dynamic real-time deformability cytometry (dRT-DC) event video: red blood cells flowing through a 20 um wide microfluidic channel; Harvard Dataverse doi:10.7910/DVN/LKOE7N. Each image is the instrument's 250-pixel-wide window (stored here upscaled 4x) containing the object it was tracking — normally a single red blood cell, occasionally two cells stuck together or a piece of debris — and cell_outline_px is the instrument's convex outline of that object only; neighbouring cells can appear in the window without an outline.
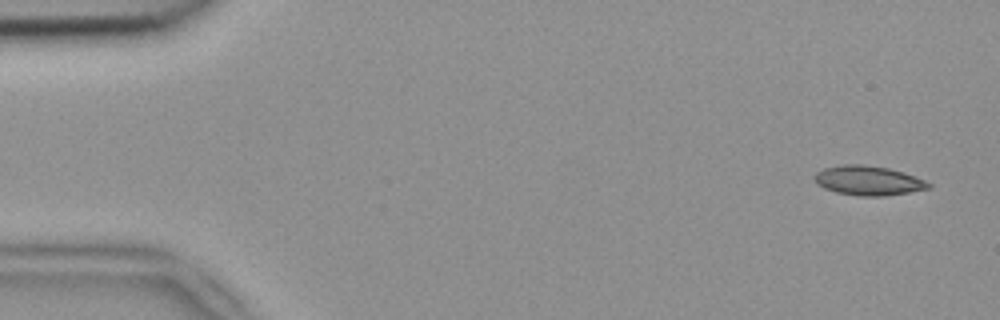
{"species": "common noctule bat (a hibernating species)", "species_latin": "Nyctalus noctula", "temperature_condition": "room temperature", "stored_images_in_passage": 4, "camera_frame_rate_fps": 3000, "um_per_image_px": 0.085, "animal": {"sex": "female", "body_mass_g": 18.4}, "frame": {"image": 1, "passage_image": 1, "time_ms": 0.0, "image_size_px": [1000, 320], "cell_outline_px": [[932, 188], [884, 196], [860, 196], [836, 192], [824, 188], [816, 184], [812, 176], [816, 172], [824, 168], [844, 164], [864, 164], [888, 168], [904, 172], [924, 180], [932, 184]], "centroid_in_image_um": [73.78, 15.34], "position_along_channel_um": 11.2, "area_um2": 19.71}}